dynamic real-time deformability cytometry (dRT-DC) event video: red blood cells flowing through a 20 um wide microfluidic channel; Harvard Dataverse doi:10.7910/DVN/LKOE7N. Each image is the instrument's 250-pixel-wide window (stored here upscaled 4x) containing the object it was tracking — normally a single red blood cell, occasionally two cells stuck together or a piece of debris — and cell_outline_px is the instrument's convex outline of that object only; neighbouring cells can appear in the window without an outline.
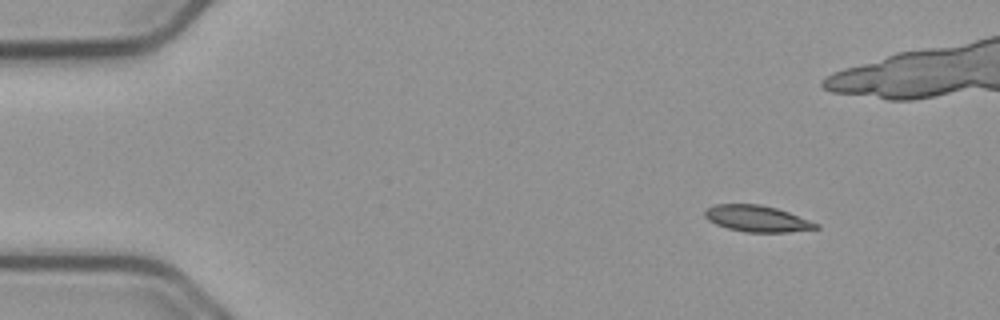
{"species": "common noctule bat (a hibernating species)", "species_latin": "Nyctalus noctula", "temperature_condition": "cold", "stored_images_in_passage": 50, "camera_frame_rate_fps": 3000, "um_per_image_px": 0.085, "animal": {"sex": "male", "body_mass_g": 23.1, "forearm_length_mm": 52.7}, "frame": {"image": 1, "passage_image": 1, "time_ms": 0.0, "image_size_px": [1000, 320], "cell_outline_px": [[820, 228], [788, 232], [748, 232], [728, 228], [716, 224], [708, 220], [704, 216], [704, 212], [712, 204], [760, 204], [776, 208], [788, 212], [820, 224]], "centroid_in_image_um": [64.35, 18.58], "position_along_channel_um": 20.7, "area_um2": 16.99}}
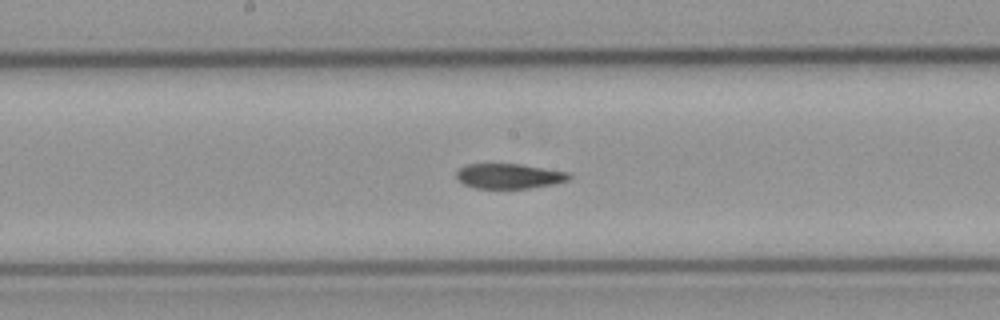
{"frame": {"image": 2, "passage_image": 23, "time_ms": 7.333, "image_size_px": [1000, 320], "cell_outline_px": [[572, 176], [568, 180], [552, 184], [528, 188], [472, 188], [456, 180], [456, 172], [464, 164], [520, 164], [568, 172]], "centroid_in_image_um": [43.22, 14.96], "position_along_channel_um": 205.0, "area_um2": 16.42}}
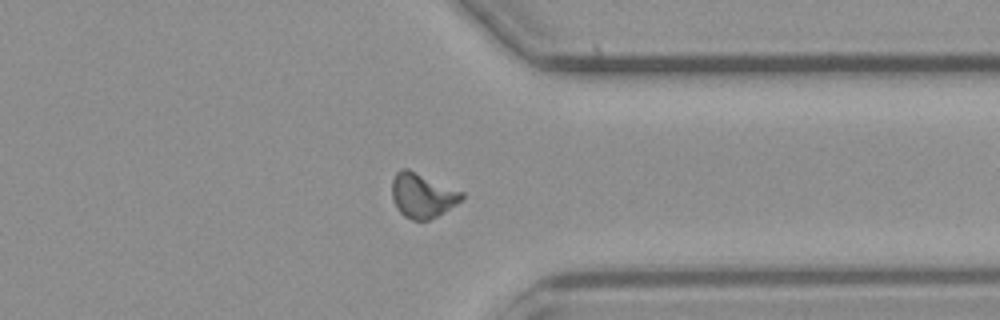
{"frame": {"image": 3, "passage_image": 37, "time_ms": 12.0, "image_size_px": [1000, 320], "cell_outline_px": [[464, 196], [456, 204], [436, 216], [428, 220], [412, 220], [404, 216], [396, 208], [392, 200], [392, 180], [396, 172], [400, 168], [408, 168], [464, 192]], "centroid_in_image_um": [35.87, 16.59], "position_along_channel_um": 375.5, "area_um2": 18.15}, "authors_computed_cell_mechanics": {"area_um2": 17.2533, "velocity_mm_per_s": 3.7465, "shape_relaxation_time_tau1_ms": null, "shape_relaxation_time_tau2_ms": 3.5342, "deformation_change_tau1": null, "deformation_change_tau2": 0.0793}}